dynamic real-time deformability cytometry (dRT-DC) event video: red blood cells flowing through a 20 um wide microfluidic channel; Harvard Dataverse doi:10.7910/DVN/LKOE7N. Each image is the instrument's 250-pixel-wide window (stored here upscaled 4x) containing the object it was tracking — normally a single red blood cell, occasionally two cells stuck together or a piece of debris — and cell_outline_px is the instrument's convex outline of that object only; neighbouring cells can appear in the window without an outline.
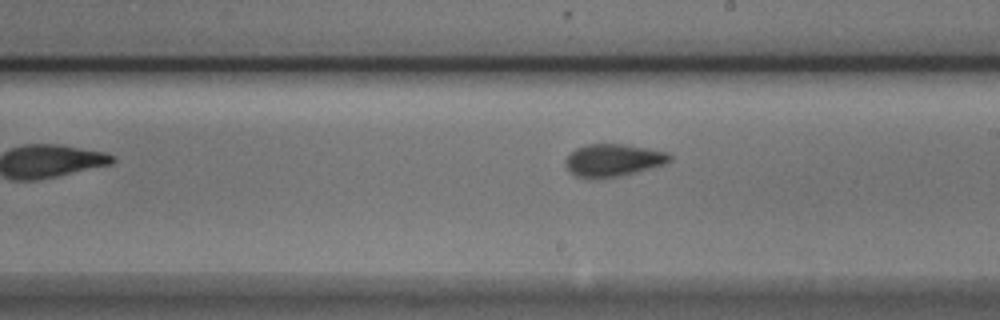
{"species": "Egyptian fruit bat (a non-hibernating species)", "species_latin": "Rousettus aegyptiacus", "temperature_condition": "cold", "stored_images_in_passage": 8, "segment_of_instrument_passage": [2, 2], "camera_frame_rate_fps": 3000, "um_per_image_px": 0.085, "animal": {"sex": "male"}, "frame": {"image": 1, "passage_image": 8, "time_ms": 2.333, "image_size_px": [1000, 320], "cell_outline_px": [[672, 160], [664, 164], [636, 172], [620, 176], [592, 180], [588, 180], [576, 176], [564, 164], [564, 160], [576, 148], [588, 144], [624, 144], [648, 148], [668, 152], [672, 156]], "centroid_in_image_um": [52.11, 13.63], "position_along_channel_um": 236.9, "area_um2": 19.94}}